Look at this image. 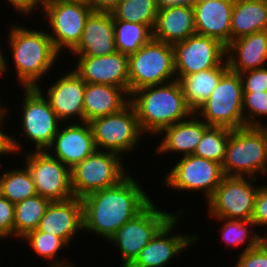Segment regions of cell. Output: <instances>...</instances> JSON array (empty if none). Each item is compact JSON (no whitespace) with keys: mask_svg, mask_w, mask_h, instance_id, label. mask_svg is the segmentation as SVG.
Instances as JSON below:
<instances>
[{"mask_svg":"<svg viewBox=\"0 0 267 267\" xmlns=\"http://www.w3.org/2000/svg\"><path fill=\"white\" fill-rule=\"evenodd\" d=\"M58 1H65V2L83 4V5H86V6L92 8V0H58Z\"/></svg>","mask_w":267,"mask_h":267,"instance_id":"obj_46","label":"cell"},{"mask_svg":"<svg viewBox=\"0 0 267 267\" xmlns=\"http://www.w3.org/2000/svg\"><path fill=\"white\" fill-rule=\"evenodd\" d=\"M15 204L0 195V238L14 236Z\"/></svg>","mask_w":267,"mask_h":267,"instance_id":"obj_38","label":"cell"},{"mask_svg":"<svg viewBox=\"0 0 267 267\" xmlns=\"http://www.w3.org/2000/svg\"><path fill=\"white\" fill-rule=\"evenodd\" d=\"M242 109L245 126H267L264 123L262 125L259 118L256 119L267 116V91L243 92Z\"/></svg>","mask_w":267,"mask_h":267,"instance_id":"obj_36","label":"cell"},{"mask_svg":"<svg viewBox=\"0 0 267 267\" xmlns=\"http://www.w3.org/2000/svg\"><path fill=\"white\" fill-rule=\"evenodd\" d=\"M234 267H267V249L259 243L256 247L242 252Z\"/></svg>","mask_w":267,"mask_h":267,"instance_id":"obj_39","label":"cell"},{"mask_svg":"<svg viewBox=\"0 0 267 267\" xmlns=\"http://www.w3.org/2000/svg\"><path fill=\"white\" fill-rule=\"evenodd\" d=\"M111 12L92 11L86 19L82 37L71 51L76 56H105L116 52Z\"/></svg>","mask_w":267,"mask_h":267,"instance_id":"obj_21","label":"cell"},{"mask_svg":"<svg viewBox=\"0 0 267 267\" xmlns=\"http://www.w3.org/2000/svg\"><path fill=\"white\" fill-rule=\"evenodd\" d=\"M142 133L159 134L164 128L189 118L193 111L185 102L181 86L176 80L148 86L130 95Z\"/></svg>","mask_w":267,"mask_h":267,"instance_id":"obj_2","label":"cell"},{"mask_svg":"<svg viewBox=\"0 0 267 267\" xmlns=\"http://www.w3.org/2000/svg\"><path fill=\"white\" fill-rule=\"evenodd\" d=\"M59 129L46 151L72 169L95 150L93 132L88 122H71ZM50 149V150H49ZM53 150V152H52ZM52 153V154H51Z\"/></svg>","mask_w":267,"mask_h":267,"instance_id":"obj_18","label":"cell"},{"mask_svg":"<svg viewBox=\"0 0 267 267\" xmlns=\"http://www.w3.org/2000/svg\"><path fill=\"white\" fill-rule=\"evenodd\" d=\"M117 51L130 55L153 38V30L146 24L113 20Z\"/></svg>","mask_w":267,"mask_h":267,"instance_id":"obj_30","label":"cell"},{"mask_svg":"<svg viewBox=\"0 0 267 267\" xmlns=\"http://www.w3.org/2000/svg\"><path fill=\"white\" fill-rule=\"evenodd\" d=\"M176 79L218 67L226 60V47L218 40L195 34L172 45Z\"/></svg>","mask_w":267,"mask_h":267,"instance_id":"obj_15","label":"cell"},{"mask_svg":"<svg viewBox=\"0 0 267 267\" xmlns=\"http://www.w3.org/2000/svg\"><path fill=\"white\" fill-rule=\"evenodd\" d=\"M158 9L169 7V6H176V5H183L186 3H190V0H155Z\"/></svg>","mask_w":267,"mask_h":267,"instance_id":"obj_44","label":"cell"},{"mask_svg":"<svg viewBox=\"0 0 267 267\" xmlns=\"http://www.w3.org/2000/svg\"><path fill=\"white\" fill-rule=\"evenodd\" d=\"M22 239L28 241L27 243L30 245V248H32L38 256H41L40 258L50 262L49 267H75L71 262L67 263L57 260L59 251L68 247V244L59 236L43 231L32 230L22 237L21 240Z\"/></svg>","mask_w":267,"mask_h":267,"instance_id":"obj_33","label":"cell"},{"mask_svg":"<svg viewBox=\"0 0 267 267\" xmlns=\"http://www.w3.org/2000/svg\"><path fill=\"white\" fill-rule=\"evenodd\" d=\"M226 60L229 69L238 74L264 68L267 62V30L231 41L226 47Z\"/></svg>","mask_w":267,"mask_h":267,"instance_id":"obj_24","label":"cell"},{"mask_svg":"<svg viewBox=\"0 0 267 267\" xmlns=\"http://www.w3.org/2000/svg\"><path fill=\"white\" fill-rule=\"evenodd\" d=\"M255 228L267 226V185L258 187L255 197L254 211L251 219Z\"/></svg>","mask_w":267,"mask_h":267,"instance_id":"obj_40","label":"cell"},{"mask_svg":"<svg viewBox=\"0 0 267 267\" xmlns=\"http://www.w3.org/2000/svg\"><path fill=\"white\" fill-rule=\"evenodd\" d=\"M151 199L129 174L118 184L82 198L83 231L108 240L124 223L139 214Z\"/></svg>","mask_w":267,"mask_h":267,"instance_id":"obj_1","label":"cell"},{"mask_svg":"<svg viewBox=\"0 0 267 267\" xmlns=\"http://www.w3.org/2000/svg\"><path fill=\"white\" fill-rule=\"evenodd\" d=\"M46 0H7L11 6L14 7V10L22 15L31 14L35 9L44 6Z\"/></svg>","mask_w":267,"mask_h":267,"instance_id":"obj_42","label":"cell"},{"mask_svg":"<svg viewBox=\"0 0 267 267\" xmlns=\"http://www.w3.org/2000/svg\"><path fill=\"white\" fill-rule=\"evenodd\" d=\"M129 103V93L123 88L108 84L85 83L84 122L89 123L96 118L117 113Z\"/></svg>","mask_w":267,"mask_h":267,"instance_id":"obj_25","label":"cell"},{"mask_svg":"<svg viewBox=\"0 0 267 267\" xmlns=\"http://www.w3.org/2000/svg\"><path fill=\"white\" fill-rule=\"evenodd\" d=\"M174 215L175 213L161 211L151 201L139 214L124 223L108 239L109 243L118 245L122 267H129L140 251Z\"/></svg>","mask_w":267,"mask_h":267,"instance_id":"obj_8","label":"cell"},{"mask_svg":"<svg viewBox=\"0 0 267 267\" xmlns=\"http://www.w3.org/2000/svg\"><path fill=\"white\" fill-rule=\"evenodd\" d=\"M84 90L85 82L73 70L51 84L44 96L63 124L68 119L73 120L74 117L75 119L78 117L79 122H84Z\"/></svg>","mask_w":267,"mask_h":267,"instance_id":"obj_19","label":"cell"},{"mask_svg":"<svg viewBox=\"0 0 267 267\" xmlns=\"http://www.w3.org/2000/svg\"><path fill=\"white\" fill-rule=\"evenodd\" d=\"M37 231L62 238L68 245L77 231H83L82 199L73 197L66 201L51 202L42 217Z\"/></svg>","mask_w":267,"mask_h":267,"instance_id":"obj_22","label":"cell"},{"mask_svg":"<svg viewBox=\"0 0 267 267\" xmlns=\"http://www.w3.org/2000/svg\"><path fill=\"white\" fill-rule=\"evenodd\" d=\"M1 45H0V63H1V61H2V49H1Z\"/></svg>","mask_w":267,"mask_h":267,"instance_id":"obj_49","label":"cell"},{"mask_svg":"<svg viewBox=\"0 0 267 267\" xmlns=\"http://www.w3.org/2000/svg\"><path fill=\"white\" fill-rule=\"evenodd\" d=\"M120 0H92L93 11L111 12Z\"/></svg>","mask_w":267,"mask_h":267,"instance_id":"obj_43","label":"cell"},{"mask_svg":"<svg viewBox=\"0 0 267 267\" xmlns=\"http://www.w3.org/2000/svg\"><path fill=\"white\" fill-rule=\"evenodd\" d=\"M6 117L5 116H0V128L3 130L4 127V121ZM3 125V126H2ZM0 129V156L3 154H13L14 152L18 153V151L22 148L20 145V142H17L18 140L15 139L14 136H8L6 132H2Z\"/></svg>","mask_w":267,"mask_h":267,"instance_id":"obj_41","label":"cell"},{"mask_svg":"<svg viewBox=\"0 0 267 267\" xmlns=\"http://www.w3.org/2000/svg\"><path fill=\"white\" fill-rule=\"evenodd\" d=\"M251 180L248 181L246 179ZM224 176L212 197L206 201L210 218L251 220L258 178ZM253 181V182H252Z\"/></svg>","mask_w":267,"mask_h":267,"instance_id":"obj_9","label":"cell"},{"mask_svg":"<svg viewBox=\"0 0 267 267\" xmlns=\"http://www.w3.org/2000/svg\"><path fill=\"white\" fill-rule=\"evenodd\" d=\"M11 26L8 47L12 52L17 80L22 88L37 87L40 78L52 69L60 54L55 50L47 31L44 33L18 25Z\"/></svg>","mask_w":267,"mask_h":267,"instance_id":"obj_3","label":"cell"},{"mask_svg":"<svg viewBox=\"0 0 267 267\" xmlns=\"http://www.w3.org/2000/svg\"><path fill=\"white\" fill-rule=\"evenodd\" d=\"M216 219L220 221L223 220V222L226 221L223 227L219 230V232H221V240L225 241L226 244L232 247L238 245L241 246L249 241L241 253L256 247L260 243V235L256 232H253V234L251 232V229L253 230V227H255L252 220ZM249 227L252 228L250 229Z\"/></svg>","mask_w":267,"mask_h":267,"instance_id":"obj_35","label":"cell"},{"mask_svg":"<svg viewBox=\"0 0 267 267\" xmlns=\"http://www.w3.org/2000/svg\"><path fill=\"white\" fill-rule=\"evenodd\" d=\"M0 195L14 204L37 195L35 183L26 165L24 169L9 170L0 176Z\"/></svg>","mask_w":267,"mask_h":267,"instance_id":"obj_31","label":"cell"},{"mask_svg":"<svg viewBox=\"0 0 267 267\" xmlns=\"http://www.w3.org/2000/svg\"><path fill=\"white\" fill-rule=\"evenodd\" d=\"M44 18L47 17L53 32L48 35L55 50L60 54L64 48L72 51L80 42L86 19L93 11L91 7L83 4L46 0L43 6Z\"/></svg>","mask_w":267,"mask_h":267,"instance_id":"obj_12","label":"cell"},{"mask_svg":"<svg viewBox=\"0 0 267 267\" xmlns=\"http://www.w3.org/2000/svg\"><path fill=\"white\" fill-rule=\"evenodd\" d=\"M44 94L40 85L24 88L21 128L27 140L34 143L35 151L47 150L62 124Z\"/></svg>","mask_w":267,"mask_h":267,"instance_id":"obj_11","label":"cell"},{"mask_svg":"<svg viewBox=\"0 0 267 267\" xmlns=\"http://www.w3.org/2000/svg\"><path fill=\"white\" fill-rule=\"evenodd\" d=\"M224 177L222 165L205 158L185 155L165 175V185L176 190L203 191L208 201Z\"/></svg>","mask_w":267,"mask_h":267,"instance_id":"obj_14","label":"cell"},{"mask_svg":"<svg viewBox=\"0 0 267 267\" xmlns=\"http://www.w3.org/2000/svg\"><path fill=\"white\" fill-rule=\"evenodd\" d=\"M224 176L267 175V126L231 130L222 163Z\"/></svg>","mask_w":267,"mask_h":267,"instance_id":"obj_4","label":"cell"},{"mask_svg":"<svg viewBox=\"0 0 267 267\" xmlns=\"http://www.w3.org/2000/svg\"><path fill=\"white\" fill-rule=\"evenodd\" d=\"M5 57H4V54H3V51H2V61H1V63H0V76H2V74L6 71V69H7V62H6V59H4ZM0 104H1V102H0ZM9 109H5V106L3 107V106H1L0 105V116H7L6 115V113L7 112H9L8 111Z\"/></svg>","mask_w":267,"mask_h":267,"instance_id":"obj_45","label":"cell"},{"mask_svg":"<svg viewBox=\"0 0 267 267\" xmlns=\"http://www.w3.org/2000/svg\"><path fill=\"white\" fill-rule=\"evenodd\" d=\"M74 71L85 83L108 84L129 93L128 55L119 51L105 56H77Z\"/></svg>","mask_w":267,"mask_h":267,"instance_id":"obj_17","label":"cell"},{"mask_svg":"<svg viewBox=\"0 0 267 267\" xmlns=\"http://www.w3.org/2000/svg\"><path fill=\"white\" fill-rule=\"evenodd\" d=\"M25 157V165L32 175L37 195L51 202L66 201L74 197L69 167L46 150H32Z\"/></svg>","mask_w":267,"mask_h":267,"instance_id":"obj_13","label":"cell"},{"mask_svg":"<svg viewBox=\"0 0 267 267\" xmlns=\"http://www.w3.org/2000/svg\"><path fill=\"white\" fill-rule=\"evenodd\" d=\"M204 1H216V0H190V3H201Z\"/></svg>","mask_w":267,"mask_h":267,"instance_id":"obj_48","label":"cell"},{"mask_svg":"<svg viewBox=\"0 0 267 267\" xmlns=\"http://www.w3.org/2000/svg\"><path fill=\"white\" fill-rule=\"evenodd\" d=\"M51 201L40 195L27 198L15 204L14 236L20 239L36 230Z\"/></svg>","mask_w":267,"mask_h":267,"instance_id":"obj_29","label":"cell"},{"mask_svg":"<svg viewBox=\"0 0 267 267\" xmlns=\"http://www.w3.org/2000/svg\"><path fill=\"white\" fill-rule=\"evenodd\" d=\"M128 69L129 95L143 87L176 80L172 45L152 38L128 56Z\"/></svg>","mask_w":267,"mask_h":267,"instance_id":"obj_5","label":"cell"},{"mask_svg":"<svg viewBox=\"0 0 267 267\" xmlns=\"http://www.w3.org/2000/svg\"><path fill=\"white\" fill-rule=\"evenodd\" d=\"M240 78L243 92L267 91V67L240 73Z\"/></svg>","mask_w":267,"mask_h":267,"instance_id":"obj_37","label":"cell"},{"mask_svg":"<svg viewBox=\"0 0 267 267\" xmlns=\"http://www.w3.org/2000/svg\"><path fill=\"white\" fill-rule=\"evenodd\" d=\"M157 12L155 0H120L111 14L113 20L146 24L153 30Z\"/></svg>","mask_w":267,"mask_h":267,"instance_id":"obj_32","label":"cell"},{"mask_svg":"<svg viewBox=\"0 0 267 267\" xmlns=\"http://www.w3.org/2000/svg\"><path fill=\"white\" fill-rule=\"evenodd\" d=\"M240 74L230 69L221 77L210 97L195 112L209 126L231 130L245 127Z\"/></svg>","mask_w":267,"mask_h":267,"instance_id":"obj_6","label":"cell"},{"mask_svg":"<svg viewBox=\"0 0 267 267\" xmlns=\"http://www.w3.org/2000/svg\"><path fill=\"white\" fill-rule=\"evenodd\" d=\"M196 34L218 40L227 47L231 42V15L235 0L191 3Z\"/></svg>","mask_w":267,"mask_h":267,"instance_id":"obj_20","label":"cell"},{"mask_svg":"<svg viewBox=\"0 0 267 267\" xmlns=\"http://www.w3.org/2000/svg\"><path fill=\"white\" fill-rule=\"evenodd\" d=\"M260 243L267 249V234L266 236L260 235Z\"/></svg>","mask_w":267,"mask_h":267,"instance_id":"obj_47","label":"cell"},{"mask_svg":"<svg viewBox=\"0 0 267 267\" xmlns=\"http://www.w3.org/2000/svg\"><path fill=\"white\" fill-rule=\"evenodd\" d=\"M123 158L113 152L95 150L82 162L71 169V186L74 197L82 199L86 195L115 186L128 173Z\"/></svg>","mask_w":267,"mask_h":267,"instance_id":"obj_7","label":"cell"},{"mask_svg":"<svg viewBox=\"0 0 267 267\" xmlns=\"http://www.w3.org/2000/svg\"><path fill=\"white\" fill-rule=\"evenodd\" d=\"M228 70L229 66L226 60L218 67L187 74L177 80L181 86L185 102L193 113L210 97L221 77Z\"/></svg>","mask_w":267,"mask_h":267,"instance_id":"obj_27","label":"cell"},{"mask_svg":"<svg viewBox=\"0 0 267 267\" xmlns=\"http://www.w3.org/2000/svg\"><path fill=\"white\" fill-rule=\"evenodd\" d=\"M96 150H104L121 156L134 151L143 134L133 106L129 103L121 111L96 118L89 122ZM137 144V145H136Z\"/></svg>","mask_w":267,"mask_h":267,"instance_id":"obj_10","label":"cell"},{"mask_svg":"<svg viewBox=\"0 0 267 267\" xmlns=\"http://www.w3.org/2000/svg\"><path fill=\"white\" fill-rule=\"evenodd\" d=\"M196 34L191 3L158 9L153 39L173 45Z\"/></svg>","mask_w":267,"mask_h":267,"instance_id":"obj_23","label":"cell"},{"mask_svg":"<svg viewBox=\"0 0 267 267\" xmlns=\"http://www.w3.org/2000/svg\"><path fill=\"white\" fill-rule=\"evenodd\" d=\"M267 30L265 0H235L231 15V41Z\"/></svg>","mask_w":267,"mask_h":267,"instance_id":"obj_28","label":"cell"},{"mask_svg":"<svg viewBox=\"0 0 267 267\" xmlns=\"http://www.w3.org/2000/svg\"><path fill=\"white\" fill-rule=\"evenodd\" d=\"M209 125L200 120L199 117L193 113L189 119L177 122L167 128H164L159 136L163 133L160 145L157 146L156 152L162 155L169 151L178 152L185 155H192L197 148L204 131ZM162 153V154H161Z\"/></svg>","mask_w":267,"mask_h":267,"instance_id":"obj_26","label":"cell"},{"mask_svg":"<svg viewBox=\"0 0 267 267\" xmlns=\"http://www.w3.org/2000/svg\"><path fill=\"white\" fill-rule=\"evenodd\" d=\"M230 132L231 129L228 128L209 126L204 131L193 155L222 165Z\"/></svg>","mask_w":267,"mask_h":267,"instance_id":"obj_34","label":"cell"},{"mask_svg":"<svg viewBox=\"0 0 267 267\" xmlns=\"http://www.w3.org/2000/svg\"><path fill=\"white\" fill-rule=\"evenodd\" d=\"M178 214H175L153 237V239L140 251L136 260L129 267H163L174 256L198 241L197 236L177 234L171 236L177 226ZM172 232V233H171ZM171 237H170V236Z\"/></svg>","mask_w":267,"mask_h":267,"instance_id":"obj_16","label":"cell"}]
</instances>
